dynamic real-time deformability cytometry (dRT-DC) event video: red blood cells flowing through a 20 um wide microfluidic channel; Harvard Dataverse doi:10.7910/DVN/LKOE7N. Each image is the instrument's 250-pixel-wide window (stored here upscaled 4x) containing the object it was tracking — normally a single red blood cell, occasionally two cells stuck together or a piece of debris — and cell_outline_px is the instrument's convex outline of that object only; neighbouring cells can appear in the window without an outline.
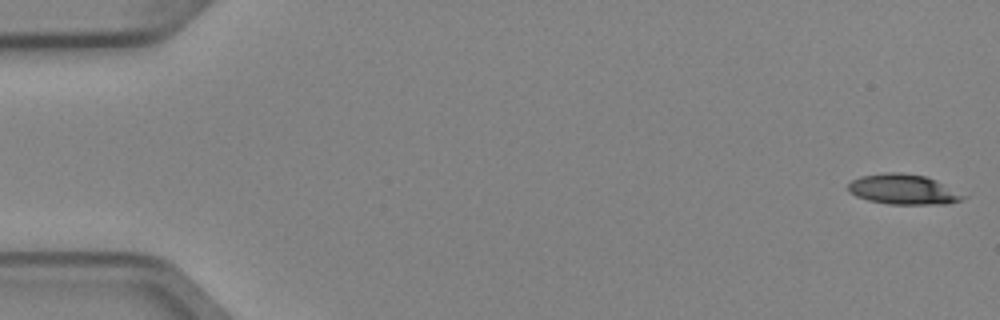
{"species": "Egyptian fruit bat (a non-hibernating species)", "species_latin": "Rousettus aegyptiacus", "temperature_condition": "cold", "stored_images_in_passage": 5, "segment_of_instrument_passage": [1, 2], "camera_frame_rate_fps": 3000, "um_per_image_px": 0.085, "animal": {"sex": "female"}, "frame": {"image": 1, "passage_image": 1, "time_ms": 0.0, "image_size_px": [1000, 320], "cell_outline_px": [[968, 196], [960, 200], [948, 204], [888, 204], [868, 200], [856, 196], [848, 192], [848, 184], [852, 180], [860, 176], [884, 172], [900, 172], [924, 176], [936, 180]], "centroid_in_image_um": [76.76, 16.09], "position_along_channel_um": 8.2, "area_um2": 20.29}}